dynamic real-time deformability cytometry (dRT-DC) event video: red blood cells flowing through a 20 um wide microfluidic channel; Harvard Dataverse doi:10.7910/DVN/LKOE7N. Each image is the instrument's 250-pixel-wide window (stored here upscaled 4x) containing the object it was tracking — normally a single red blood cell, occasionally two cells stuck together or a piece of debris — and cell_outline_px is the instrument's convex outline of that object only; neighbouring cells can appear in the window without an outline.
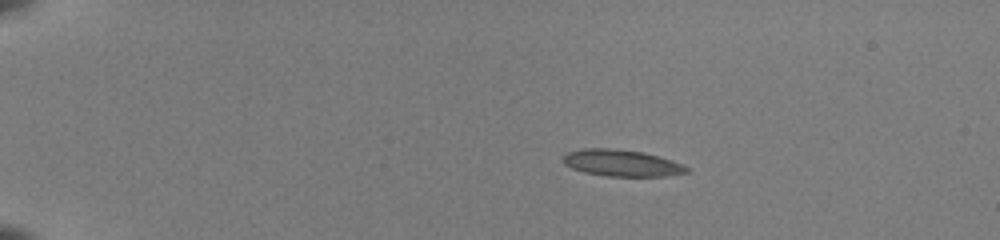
{"species": "common noctule bat (a hibernating species)", "species_latin": "Nyctalus noctula", "temperature_condition": "room temperature", "stored_images_in_passage": 36, "camera_frame_rate_fps": 3000, "um_per_image_px": 0.085, "animal": {"sex": "female", "body_mass_g": 22.0, "forearm_length_mm": 56.7}, "frame": {"image": 1, "passage_image": 1, "time_ms": 0.0, "image_size_px": [1000, 240], "cell_outline_px": [[688, 172], [668, 176], [604, 176], [584, 172], [572, 168], [564, 164], [564, 156], [568, 152], [584, 148], [612, 148], [644, 152], [672, 160], [684, 164], [688, 168]], "centroid_in_image_um": [52.87, 13.86], "position_along_channel_um": 32.1, "area_um2": 19.19}}
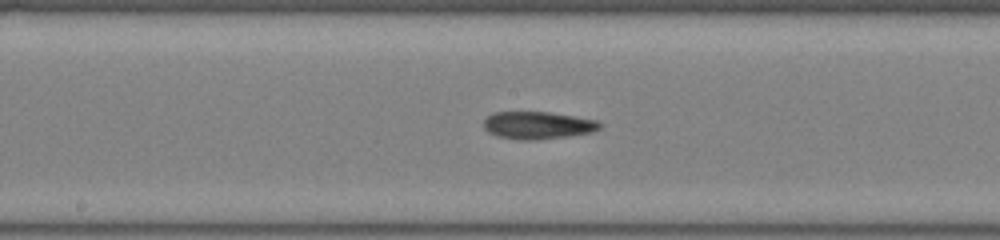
{"frame": {"image": 2, "passage_image": 21, "time_ms": 6.667, "image_size_px": [1000, 240], "cell_outline_px": [[600, 128], [592, 132], [568, 136], [532, 140], [524, 140], [500, 136], [488, 132], [484, 128], [484, 120], [492, 112], [548, 112], [596, 120], [600, 124]], "centroid_in_image_um": [45.69, 10.64], "position_along_channel_um": 202.5, "area_um2": 18.26}}
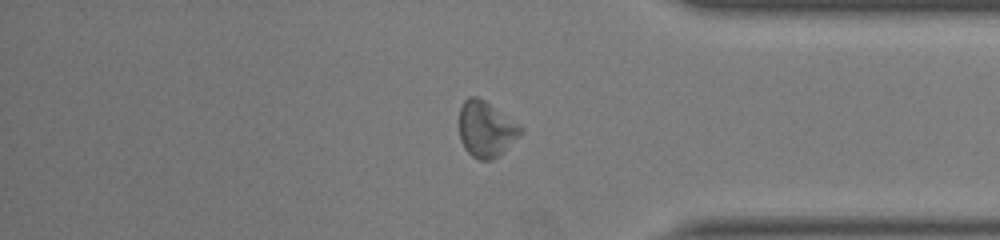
{"frame": {"image": 3, "passage_image": 36, "time_ms": 11.667, "image_size_px": [1000, 240], "cell_outline_px": [[524, 128], [500, 156], [492, 160], [480, 160], [472, 156], [464, 148], [460, 140], [460, 108], [464, 100], [468, 96], [476, 96], [484, 100]], "centroid_in_image_um": [41.28, 10.99], "position_along_channel_um": 393.9, "area_um2": 19.71}, "authors_computed_cell_mechanics": {"area_um2": 18.6116, "velocity_mm_per_s": 3.9849, "shape_relaxation_time_tau1_ms": null, "shape_relaxation_time_tau2_ms": 5.4805, "deformation_change_tau1": null, "deformation_change_tau2": 0.1397}}